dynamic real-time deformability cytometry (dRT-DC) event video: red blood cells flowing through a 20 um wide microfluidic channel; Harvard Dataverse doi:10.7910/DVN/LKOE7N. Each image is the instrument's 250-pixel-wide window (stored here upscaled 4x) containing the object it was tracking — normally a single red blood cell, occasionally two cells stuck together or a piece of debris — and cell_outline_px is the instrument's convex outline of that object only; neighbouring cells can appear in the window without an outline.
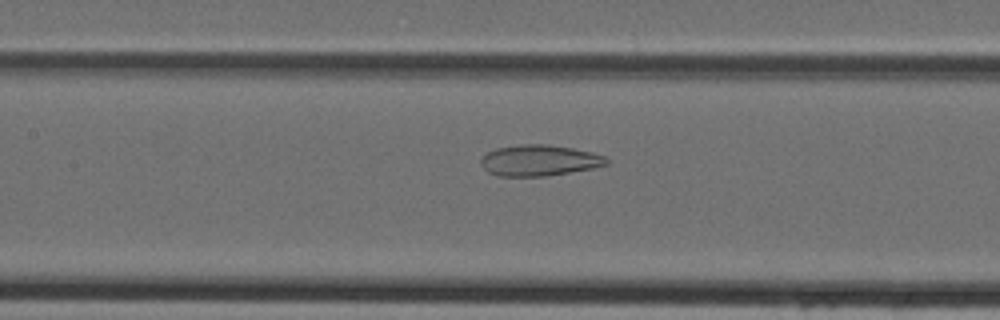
{"species": "Egyptian fruit bat (a non-hibernating species)", "species_latin": "Rousettus aegyptiacus", "temperature_condition": "cold", "stored_images_in_passage": 28, "camera_frame_rate_fps": 3000, "um_per_image_px": 0.085, "animal": {"sex": "female"}, "frame": {"image": 1, "passage_image": 11, "time_ms": 3.333, "image_size_px": [1000, 320], "cell_outline_px": [[608, 164], [592, 168], [544, 176], [496, 176], [488, 172], [480, 164], [480, 160], [488, 152], [496, 148], [520, 144], [548, 144], [572, 148], [592, 152], [604, 156], [608, 160]], "centroid_in_image_um": [45.81, 13.63], "position_along_channel_um": 161.6, "area_um2": 22.6}}
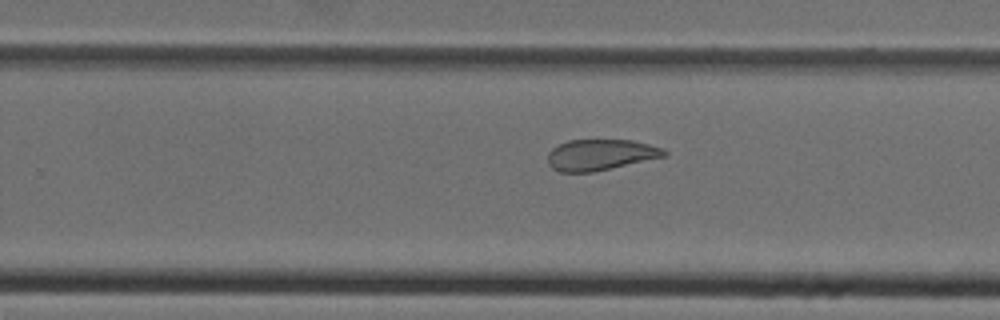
{"frame": {"image": 2, "passage_image": 19, "time_ms": 6.0, "image_size_px": [1000, 320], "cell_outline_px": [[668, 156], [592, 172], [560, 172], [552, 168], [548, 164], [548, 152], [552, 148], [568, 140], [632, 140], [664, 148], [668, 152]], "centroid_in_image_um": [51.06, 13.16], "position_along_channel_um": 278.7, "area_um2": 21.1}}
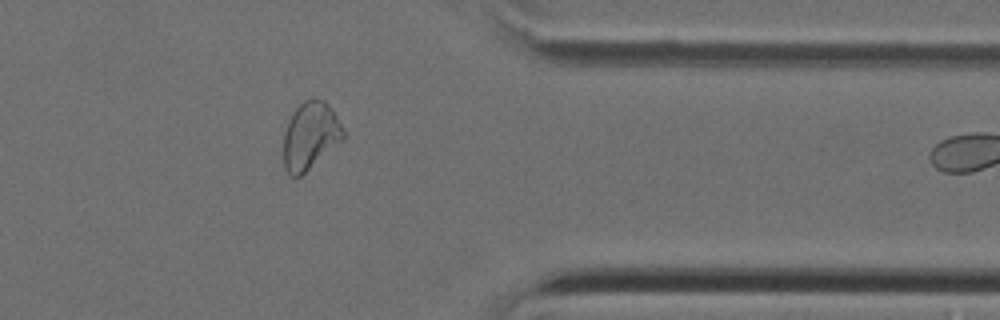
{"frame": {"image": 3, "passage_image": 27, "time_ms": 8.667, "image_size_px": [1000, 320], "cell_outline_px": [[344, 140], [300, 176], [292, 176], [284, 168], [284, 132], [288, 120], [292, 112], [304, 100], [324, 100], [332, 108], [344, 132]], "centroid_in_image_um": [26.37, 11.54], "position_along_channel_um": 385.0, "area_um2": 23.29}}